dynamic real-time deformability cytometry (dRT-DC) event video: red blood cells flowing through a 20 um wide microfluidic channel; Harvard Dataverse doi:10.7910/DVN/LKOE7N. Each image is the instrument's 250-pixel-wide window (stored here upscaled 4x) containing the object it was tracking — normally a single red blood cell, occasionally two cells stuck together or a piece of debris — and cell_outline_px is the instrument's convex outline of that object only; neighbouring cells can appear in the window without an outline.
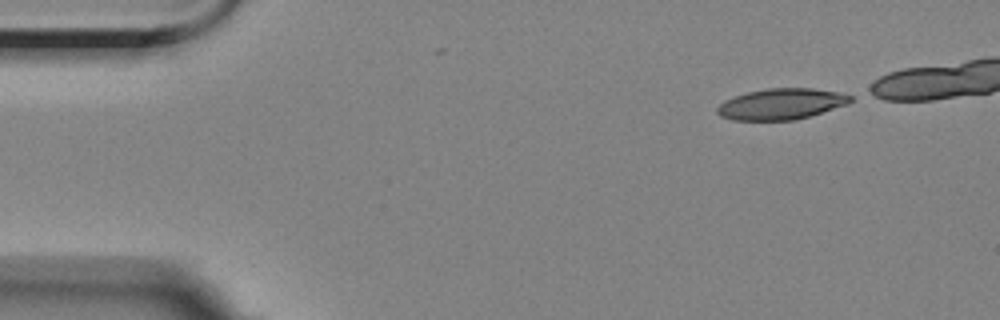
{"species": "Egyptian fruit bat (a non-hibernating species)", "species_latin": "Rousettus aegyptiacus", "temperature_condition": "room temperature", "stored_images_in_passage": 44, "camera_frame_rate_fps": 3000, "um_per_image_px": 0.085, "animal": {"sex": "female"}, "frame": {"image": 1, "passage_image": 1, "time_ms": 0.0, "image_size_px": [1000, 320], "cell_outline_px": [[852, 100], [848, 104], [796, 120], [732, 120], [720, 116], [716, 112], [716, 108], [724, 100], [748, 92], [768, 88], [812, 88], [840, 92], [852, 96]], "centroid_in_image_um": [66.4, 8.84], "position_along_channel_um": 18.6, "area_um2": 24.04}}
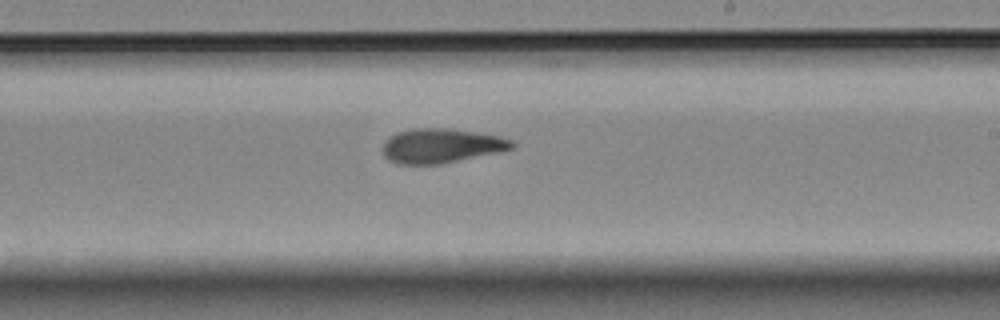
{"frame": {"image": 2, "passage_image": 28, "time_ms": 9.0, "image_size_px": [1000, 320], "cell_outline_px": [[516, 144], [512, 148], [500, 152], [440, 164], [396, 164], [388, 160], [384, 156], [384, 140], [396, 132], [412, 128], [448, 128], [500, 136], [512, 140]], "centroid_in_image_um": [37.49, 12.39], "position_along_channel_um": 251.5, "area_um2": 26.01}}
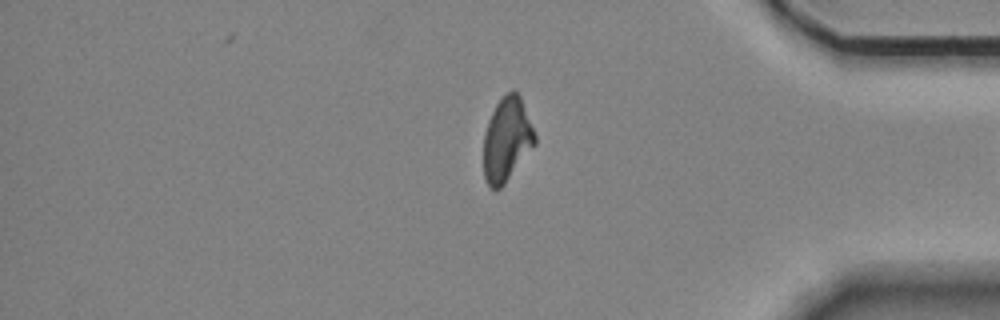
{"frame": {"image": 3, "passage_image": 42, "time_ms": 13.667, "image_size_px": [1000, 320], "cell_outline_px": [[536, 144], [504, 184], [496, 192], [488, 184], [484, 176], [484, 132], [488, 120], [496, 104], [512, 88], [520, 96], [536, 136]], "centroid_in_image_um": [43.08, 11.87], "position_along_channel_um": 392.1, "area_um2": 24.91}, "authors_computed_cell_mechanics": {"area_um2": 25.6632, "velocity_mm_per_s": 3.5284, "shape_relaxation_time_tau1_ms": null, "shape_relaxation_time_tau2_ms": 4.6667, "deformation_change_tau1": null, "deformation_change_tau2": 0.1278}}